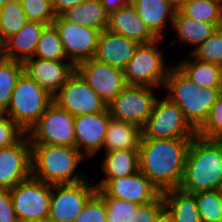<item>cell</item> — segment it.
Instances as JSON below:
<instances>
[{
	"mask_svg": "<svg viewBox=\"0 0 222 222\" xmlns=\"http://www.w3.org/2000/svg\"><path fill=\"white\" fill-rule=\"evenodd\" d=\"M191 141L192 138L140 139L139 170L161 193L180 187Z\"/></svg>",
	"mask_w": 222,
	"mask_h": 222,
	"instance_id": "obj_1",
	"label": "cell"
},
{
	"mask_svg": "<svg viewBox=\"0 0 222 222\" xmlns=\"http://www.w3.org/2000/svg\"><path fill=\"white\" fill-rule=\"evenodd\" d=\"M179 189L190 194L222 189V140L192 138Z\"/></svg>",
	"mask_w": 222,
	"mask_h": 222,
	"instance_id": "obj_2",
	"label": "cell"
},
{
	"mask_svg": "<svg viewBox=\"0 0 222 222\" xmlns=\"http://www.w3.org/2000/svg\"><path fill=\"white\" fill-rule=\"evenodd\" d=\"M163 88L169 92L166 97L181 109L196 132L205 124L222 93V88L200 87L175 65L170 68Z\"/></svg>",
	"mask_w": 222,
	"mask_h": 222,
	"instance_id": "obj_3",
	"label": "cell"
},
{
	"mask_svg": "<svg viewBox=\"0 0 222 222\" xmlns=\"http://www.w3.org/2000/svg\"><path fill=\"white\" fill-rule=\"evenodd\" d=\"M84 159L76 147L31 144V175L50 185L77 183L86 179L75 173Z\"/></svg>",
	"mask_w": 222,
	"mask_h": 222,
	"instance_id": "obj_4",
	"label": "cell"
},
{
	"mask_svg": "<svg viewBox=\"0 0 222 222\" xmlns=\"http://www.w3.org/2000/svg\"><path fill=\"white\" fill-rule=\"evenodd\" d=\"M53 102V96L23 72L16 82L4 114L28 133Z\"/></svg>",
	"mask_w": 222,
	"mask_h": 222,
	"instance_id": "obj_5",
	"label": "cell"
},
{
	"mask_svg": "<svg viewBox=\"0 0 222 222\" xmlns=\"http://www.w3.org/2000/svg\"><path fill=\"white\" fill-rule=\"evenodd\" d=\"M162 38L139 44L133 57L123 68L127 85L148 86L155 89L164 87L170 68L166 67L163 51L157 48Z\"/></svg>",
	"mask_w": 222,
	"mask_h": 222,
	"instance_id": "obj_6",
	"label": "cell"
},
{
	"mask_svg": "<svg viewBox=\"0 0 222 222\" xmlns=\"http://www.w3.org/2000/svg\"><path fill=\"white\" fill-rule=\"evenodd\" d=\"M141 133V138L151 139L193 138L197 135L181 109L166 96L163 100L157 98Z\"/></svg>",
	"mask_w": 222,
	"mask_h": 222,
	"instance_id": "obj_7",
	"label": "cell"
},
{
	"mask_svg": "<svg viewBox=\"0 0 222 222\" xmlns=\"http://www.w3.org/2000/svg\"><path fill=\"white\" fill-rule=\"evenodd\" d=\"M157 98L152 87L127 85L107 104V109L112 118L142 130Z\"/></svg>",
	"mask_w": 222,
	"mask_h": 222,
	"instance_id": "obj_8",
	"label": "cell"
},
{
	"mask_svg": "<svg viewBox=\"0 0 222 222\" xmlns=\"http://www.w3.org/2000/svg\"><path fill=\"white\" fill-rule=\"evenodd\" d=\"M27 135L31 144L75 147L74 116L53 102Z\"/></svg>",
	"mask_w": 222,
	"mask_h": 222,
	"instance_id": "obj_9",
	"label": "cell"
},
{
	"mask_svg": "<svg viewBox=\"0 0 222 222\" xmlns=\"http://www.w3.org/2000/svg\"><path fill=\"white\" fill-rule=\"evenodd\" d=\"M51 187L32 175L9 190L18 219L48 221Z\"/></svg>",
	"mask_w": 222,
	"mask_h": 222,
	"instance_id": "obj_10",
	"label": "cell"
},
{
	"mask_svg": "<svg viewBox=\"0 0 222 222\" xmlns=\"http://www.w3.org/2000/svg\"><path fill=\"white\" fill-rule=\"evenodd\" d=\"M96 191V185L86 179L77 183L52 185L47 222H74Z\"/></svg>",
	"mask_w": 222,
	"mask_h": 222,
	"instance_id": "obj_11",
	"label": "cell"
},
{
	"mask_svg": "<svg viewBox=\"0 0 222 222\" xmlns=\"http://www.w3.org/2000/svg\"><path fill=\"white\" fill-rule=\"evenodd\" d=\"M53 101L74 117L102 112L107 108V104L77 71L68 78L66 83L53 96Z\"/></svg>",
	"mask_w": 222,
	"mask_h": 222,
	"instance_id": "obj_12",
	"label": "cell"
},
{
	"mask_svg": "<svg viewBox=\"0 0 222 222\" xmlns=\"http://www.w3.org/2000/svg\"><path fill=\"white\" fill-rule=\"evenodd\" d=\"M52 25L59 33L65 54L75 67L82 61L94 58L97 50L99 30L66 21L56 16Z\"/></svg>",
	"mask_w": 222,
	"mask_h": 222,
	"instance_id": "obj_13",
	"label": "cell"
},
{
	"mask_svg": "<svg viewBox=\"0 0 222 222\" xmlns=\"http://www.w3.org/2000/svg\"><path fill=\"white\" fill-rule=\"evenodd\" d=\"M76 71L106 103H110L126 86L123 69L95 58L80 62Z\"/></svg>",
	"mask_w": 222,
	"mask_h": 222,
	"instance_id": "obj_14",
	"label": "cell"
},
{
	"mask_svg": "<svg viewBox=\"0 0 222 222\" xmlns=\"http://www.w3.org/2000/svg\"><path fill=\"white\" fill-rule=\"evenodd\" d=\"M31 176V143L27 133L15 144L0 148V189L10 190Z\"/></svg>",
	"mask_w": 222,
	"mask_h": 222,
	"instance_id": "obj_15",
	"label": "cell"
},
{
	"mask_svg": "<svg viewBox=\"0 0 222 222\" xmlns=\"http://www.w3.org/2000/svg\"><path fill=\"white\" fill-rule=\"evenodd\" d=\"M110 118L107 108L74 117L75 147L85 158H92L103 149Z\"/></svg>",
	"mask_w": 222,
	"mask_h": 222,
	"instance_id": "obj_16",
	"label": "cell"
},
{
	"mask_svg": "<svg viewBox=\"0 0 222 222\" xmlns=\"http://www.w3.org/2000/svg\"><path fill=\"white\" fill-rule=\"evenodd\" d=\"M101 190L108 197L137 204L152 202L162 194L140 170L126 177L110 179Z\"/></svg>",
	"mask_w": 222,
	"mask_h": 222,
	"instance_id": "obj_17",
	"label": "cell"
},
{
	"mask_svg": "<svg viewBox=\"0 0 222 222\" xmlns=\"http://www.w3.org/2000/svg\"><path fill=\"white\" fill-rule=\"evenodd\" d=\"M24 72L44 90L54 96L76 71L71 62L30 57L24 62Z\"/></svg>",
	"mask_w": 222,
	"mask_h": 222,
	"instance_id": "obj_18",
	"label": "cell"
},
{
	"mask_svg": "<svg viewBox=\"0 0 222 222\" xmlns=\"http://www.w3.org/2000/svg\"><path fill=\"white\" fill-rule=\"evenodd\" d=\"M138 45L134 40L105 29L99 34L94 58L123 69L133 57Z\"/></svg>",
	"mask_w": 222,
	"mask_h": 222,
	"instance_id": "obj_19",
	"label": "cell"
},
{
	"mask_svg": "<svg viewBox=\"0 0 222 222\" xmlns=\"http://www.w3.org/2000/svg\"><path fill=\"white\" fill-rule=\"evenodd\" d=\"M106 29L134 40L138 44L150 43L158 39L137 15L131 2L108 15Z\"/></svg>",
	"mask_w": 222,
	"mask_h": 222,
	"instance_id": "obj_20",
	"label": "cell"
},
{
	"mask_svg": "<svg viewBox=\"0 0 222 222\" xmlns=\"http://www.w3.org/2000/svg\"><path fill=\"white\" fill-rule=\"evenodd\" d=\"M137 15L147 25L150 31L162 38L167 22L172 25L176 8L168 0H131Z\"/></svg>",
	"mask_w": 222,
	"mask_h": 222,
	"instance_id": "obj_21",
	"label": "cell"
},
{
	"mask_svg": "<svg viewBox=\"0 0 222 222\" xmlns=\"http://www.w3.org/2000/svg\"><path fill=\"white\" fill-rule=\"evenodd\" d=\"M47 24L38 21H27L18 33L6 39L5 58L24 62L33 57L40 35Z\"/></svg>",
	"mask_w": 222,
	"mask_h": 222,
	"instance_id": "obj_22",
	"label": "cell"
},
{
	"mask_svg": "<svg viewBox=\"0 0 222 222\" xmlns=\"http://www.w3.org/2000/svg\"><path fill=\"white\" fill-rule=\"evenodd\" d=\"M101 166L106 177L96 182L97 189H101L110 179L126 177L139 171L138 149L105 152Z\"/></svg>",
	"mask_w": 222,
	"mask_h": 222,
	"instance_id": "obj_23",
	"label": "cell"
},
{
	"mask_svg": "<svg viewBox=\"0 0 222 222\" xmlns=\"http://www.w3.org/2000/svg\"><path fill=\"white\" fill-rule=\"evenodd\" d=\"M162 198L171 222H202L193 194L170 189L162 192Z\"/></svg>",
	"mask_w": 222,
	"mask_h": 222,
	"instance_id": "obj_24",
	"label": "cell"
},
{
	"mask_svg": "<svg viewBox=\"0 0 222 222\" xmlns=\"http://www.w3.org/2000/svg\"><path fill=\"white\" fill-rule=\"evenodd\" d=\"M179 42H184L186 45L194 47L209 38L222 24H212L203 21H197L185 16L179 9H176L172 21Z\"/></svg>",
	"mask_w": 222,
	"mask_h": 222,
	"instance_id": "obj_25",
	"label": "cell"
},
{
	"mask_svg": "<svg viewBox=\"0 0 222 222\" xmlns=\"http://www.w3.org/2000/svg\"><path fill=\"white\" fill-rule=\"evenodd\" d=\"M61 16L71 23L94 28L100 32L107 28L108 14L101 0H85L64 11Z\"/></svg>",
	"mask_w": 222,
	"mask_h": 222,
	"instance_id": "obj_26",
	"label": "cell"
},
{
	"mask_svg": "<svg viewBox=\"0 0 222 222\" xmlns=\"http://www.w3.org/2000/svg\"><path fill=\"white\" fill-rule=\"evenodd\" d=\"M142 133L132 124L110 118L103 145L105 152L138 149Z\"/></svg>",
	"mask_w": 222,
	"mask_h": 222,
	"instance_id": "obj_27",
	"label": "cell"
},
{
	"mask_svg": "<svg viewBox=\"0 0 222 222\" xmlns=\"http://www.w3.org/2000/svg\"><path fill=\"white\" fill-rule=\"evenodd\" d=\"M182 59L176 66L200 87L222 88L220 66L209 62L196 60L193 57Z\"/></svg>",
	"mask_w": 222,
	"mask_h": 222,
	"instance_id": "obj_28",
	"label": "cell"
},
{
	"mask_svg": "<svg viewBox=\"0 0 222 222\" xmlns=\"http://www.w3.org/2000/svg\"><path fill=\"white\" fill-rule=\"evenodd\" d=\"M178 9L194 20L222 24V2L219 0H186Z\"/></svg>",
	"mask_w": 222,
	"mask_h": 222,
	"instance_id": "obj_29",
	"label": "cell"
},
{
	"mask_svg": "<svg viewBox=\"0 0 222 222\" xmlns=\"http://www.w3.org/2000/svg\"><path fill=\"white\" fill-rule=\"evenodd\" d=\"M23 72V62L0 59V113L7 110L16 82Z\"/></svg>",
	"mask_w": 222,
	"mask_h": 222,
	"instance_id": "obj_30",
	"label": "cell"
},
{
	"mask_svg": "<svg viewBox=\"0 0 222 222\" xmlns=\"http://www.w3.org/2000/svg\"><path fill=\"white\" fill-rule=\"evenodd\" d=\"M33 57L52 61H69L59 33L51 24L42 31Z\"/></svg>",
	"mask_w": 222,
	"mask_h": 222,
	"instance_id": "obj_31",
	"label": "cell"
},
{
	"mask_svg": "<svg viewBox=\"0 0 222 222\" xmlns=\"http://www.w3.org/2000/svg\"><path fill=\"white\" fill-rule=\"evenodd\" d=\"M27 21L21 0H9L0 9V31L5 39L18 33Z\"/></svg>",
	"mask_w": 222,
	"mask_h": 222,
	"instance_id": "obj_32",
	"label": "cell"
},
{
	"mask_svg": "<svg viewBox=\"0 0 222 222\" xmlns=\"http://www.w3.org/2000/svg\"><path fill=\"white\" fill-rule=\"evenodd\" d=\"M202 222H222V189L193 193Z\"/></svg>",
	"mask_w": 222,
	"mask_h": 222,
	"instance_id": "obj_33",
	"label": "cell"
},
{
	"mask_svg": "<svg viewBox=\"0 0 222 222\" xmlns=\"http://www.w3.org/2000/svg\"><path fill=\"white\" fill-rule=\"evenodd\" d=\"M196 60L220 65L222 63V27L190 52Z\"/></svg>",
	"mask_w": 222,
	"mask_h": 222,
	"instance_id": "obj_34",
	"label": "cell"
},
{
	"mask_svg": "<svg viewBox=\"0 0 222 222\" xmlns=\"http://www.w3.org/2000/svg\"><path fill=\"white\" fill-rule=\"evenodd\" d=\"M96 193L104 200L106 222H129L132 210L139 205L135 202L108 197L101 189H97Z\"/></svg>",
	"mask_w": 222,
	"mask_h": 222,
	"instance_id": "obj_35",
	"label": "cell"
},
{
	"mask_svg": "<svg viewBox=\"0 0 222 222\" xmlns=\"http://www.w3.org/2000/svg\"><path fill=\"white\" fill-rule=\"evenodd\" d=\"M28 21L51 25L56 18L51 0H21Z\"/></svg>",
	"mask_w": 222,
	"mask_h": 222,
	"instance_id": "obj_36",
	"label": "cell"
},
{
	"mask_svg": "<svg viewBox=\"0 0 222 222\" xmlns=\"http://www.w3.org/2000/svg\"><path fill=\"white\" fill-rule=\"evenodd\" d=\"M197 135L209 140H222V93L210 110L205 124L197 131Z\"/></svg>",
	"mask_w": 222,
	"mask_h": 222,
	"instance_id": "obj_37",
	"label": "cell"
},
{
	"mask_svg": "<svg viewBox=\"0 0 222 222\" xmlns=\"http://www.w3.org/2000/svg\"><path fill=\"white\" fill-rule=\"evenodd\" d=\"M107 214L104 200L95 193L85 204L74 222H106Z\"/></svg>",
	"mask_w": 222,
	"mask_h": 222,
	"instance_id": "obj_38",
	"label": "cell"
},
{
	"mask_svg": "<svg viewBox=\"0 0 222 222\" xmlns=\"http://www.w3.org/2000/svg\"><path fill=\"white\" fill-rule=\"evenodd\" d=\"M164 212V201L162 194L154 201L139 204L132 210L129 222H155Z\"/></svg>",
	"mask_w": 222,
	"mask_h": 222,
	"instance_id": "obj_39",
	"label": "cell"
},
{
	"mask_svg": "<svg viewBox=\"0 0 222 222\" xmlns=\"http://www.w3.org/2000/svg\"><path fill=\"white\" fill-rule=\"evenodd\" d=\"M25 134L10 117L0 113V148L17 143Z\"/></svg>",
	"mask_w": 222,
	"mask_h": 222,
	"instance_id": "obj_40",
	"label": "cell"
},
{
	"mask_svg": "<svg viewBox=\"0 0 222 222\" xmlns=\"http://www.w3.org/2000/svg\"><path fill=\"white\" fill-rule=\"evenodd\" d=\"M9 190L0 189V222H17Z\"/></svg>",
	"mask_w": 222,
	"mask_h": 222,
	"instance_id": "obj_41",
	"label": "cell"
},
{
	"mask_svg": "<svg viewBox=\"0 0 222 222\" xmlns=\"http://www.w3.org/2000/svg\"><path fill=\"white\" fill-rule=\"evenodd\" d=\"M85 0H51L53 10L56 16L61 15L64 11Z\"/></svg>",
	"mask_w": 222,
	"mask_h": 222,
	"instance_id": "obj_42",
	"label": "cell"
},
{
	"mask_svg": "<svg viewBox=\"0 0 222 222\" xmlns=\"http://www.w3.org/2000/svg\"><path fill=\"white\" fill-rule=\"evenodd\" d=\"M130 2L131 0H101V4L108 15L128 5Z\"/></svg>",
	"mask_w": 222,
	"mask_h": 222,
	"instance_id": "obj_43",
	"label": "cell"
},
{
	"mask_svg": "<svg viewBox=\"0 0 222 222\" xmlns=\"http://www.w3.org/2000/svg\"><path fill=\"white\" fill-rule=\"evenodd\" d=\"M6 54V39L0 31V59H4Z\"/></svg>",
	"mask_w": 222,
	"mask_h": 222,
	"instance_id": "obj_44",
	"label": "cell"
},
{
	"mask_svg": "<svg viewBox=\"0 0 222 222\" xmlns=\"http://www.w3.org/2000/svg\"><path fill=\"white\" fill-rule=\"evenodd\" d=\"M155 222H171L169 216L163 212L156 220Z\"/></svg>",
	"mask_w": 222,
	"mask_h": 222,
	"instance_id": "obj_45",
	"label": "cell"
},
{
	"mask_svg": "<svg viewBox=\"0 0 222 222\" xmlns=\"http://www.w3.org/2000/svg\"><path fill=\"white\" fill-rule=\"evenodd\" d=\"M176 9H178L186 0H168Z\"/></svg>",
	"mask_w": 222,
	"mask_h": 222,
	"instance_id": "obj_46",
	"label": "cell"
},
{
	"mask_svg": "<svg viewBox=\"0 0 222 222\" xmlns=\"http://www.w3.org/2000/svg\"><path fill=\"white\" fill-rule=\"evenodd\" d=\"M17 222H47V221H39L33 219H18Z\"/></svg>",
	"mask_w": 222,
	"mask_h": 222,
	"instance_id": "obj_47",
	"label": "cell"
},
{
	"mask_svg": "<svg viewBox=\"0 0 222 222\" xmlns=\"http://www.w3.org/2000/svg\"><path fill=\"white\" fill-rule=\"evenodd\" d=\"M9 0H0V9L8 2Z\"/></svg>",
	"mask_w": 222,
	"mask_h": 222,
	"instance_id": "obj_48",
	"label": "cell"
},
{
	"mask_svg": "<svg viewBox=\"0 0 222 222\" xmlns=\"http://www.w3.org/2000/svg\"><path fill=\"white\" fill-rule=\"evenodd\" d=\"M219 66H220V71H221V76H222V63Z\"/></svg>",
	"mask_w": 222,
	"mask_h": 222,
	"instance_id": "obj_49",
	"label": "cell"
}]
</instances>
